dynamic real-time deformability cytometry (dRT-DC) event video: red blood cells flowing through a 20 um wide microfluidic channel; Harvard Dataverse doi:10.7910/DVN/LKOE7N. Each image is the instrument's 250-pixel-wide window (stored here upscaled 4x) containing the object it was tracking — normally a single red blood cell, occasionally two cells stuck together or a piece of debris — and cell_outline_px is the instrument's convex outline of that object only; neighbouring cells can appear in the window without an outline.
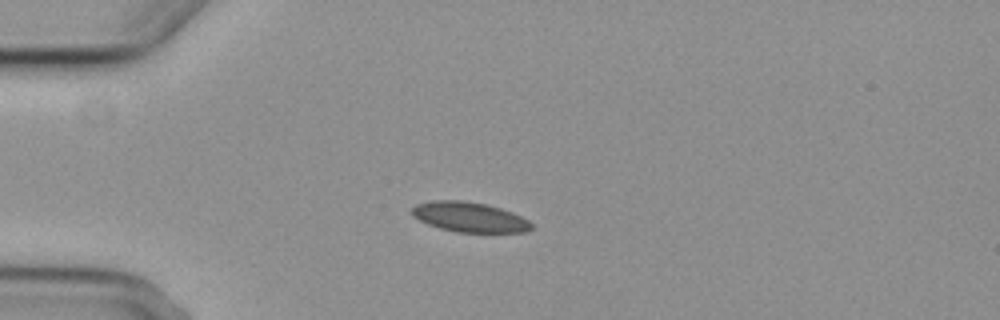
{"species": "common noctule bat (a hibernating species)", "species_latin": "Nyctalus noctula", "temperature_condition": "cold", "stored_images_in_passage": 9, "camera_frame_rate_fps": 3000, "um_per_image_px": 0.085, "animal": {"sex": "female", "body_mass_g": 29.2, "forearm_length_mm": 56.3}, "frame": {"image": 1, "passage_image": 3, "time_ms": 3.333, "image_size_px": [1000, 320], "cell_outline_px": [[532, 228], [528, 232], [456, 232], [440, 228], [428, 224], [412, 216], [412, 208], [416, 204], [432, 200], [460, 200], [488, 204], [512, 212], [528, 220], [532, 224]], "centroid_in_image_um": [39.9, 18.45], "position_along_channel_um": 45.1, "area_um2": 20.87}}
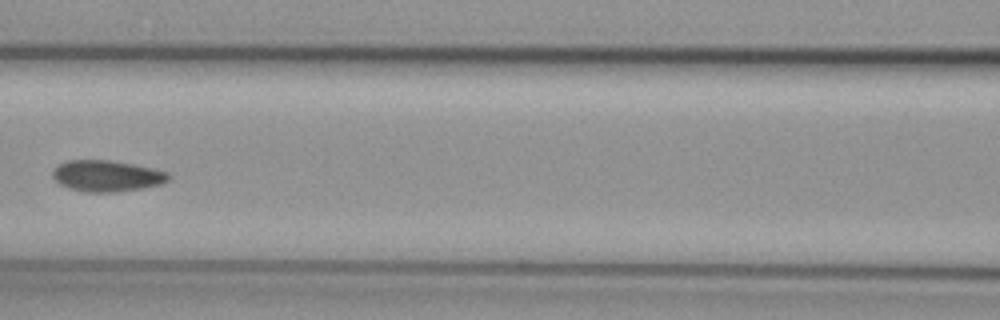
{"frame": {"image": 2, "passage_image": 6, "time_ms": 7.0, "image_size_px": [1000, 320], "cell_outline_px": [[172, 176], [168, 180], [160, 184], [144, 188], [116, 192], [84, 192], [68, 188], [60, 184], [52, 176], [52, 172], [56, 164], [68, 160], [108, 160], [132, 164], [152, 168], [168, 172]], "centroid_in_image_um": [9.06, 14.95], "position_along_channel_um": 157.5, "area_um2": 21.21}}
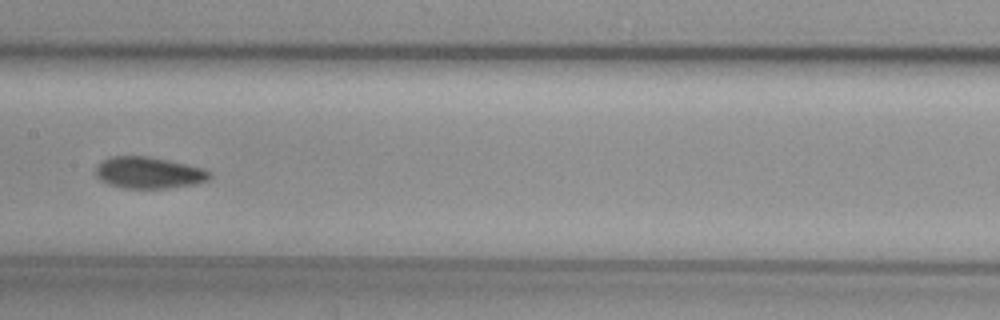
{"frame": {"image": 3, "passage_image": 7, "time_ms": 8.0, "image_size_px": [1000, 320], "cell_outline_px": [[212, 176], [208, 180], [192, 184], [168, 188], [124, 188], [108, 184], [100, 180], [96, 176], [96, 168], [108, 156], [148, 156], [188, 164], [204, 168], [212, 172]], "centroid_in_image_um": [12.67, 14.67], "position_along_channel_um": 194.7, "area_um2": 20.98}}